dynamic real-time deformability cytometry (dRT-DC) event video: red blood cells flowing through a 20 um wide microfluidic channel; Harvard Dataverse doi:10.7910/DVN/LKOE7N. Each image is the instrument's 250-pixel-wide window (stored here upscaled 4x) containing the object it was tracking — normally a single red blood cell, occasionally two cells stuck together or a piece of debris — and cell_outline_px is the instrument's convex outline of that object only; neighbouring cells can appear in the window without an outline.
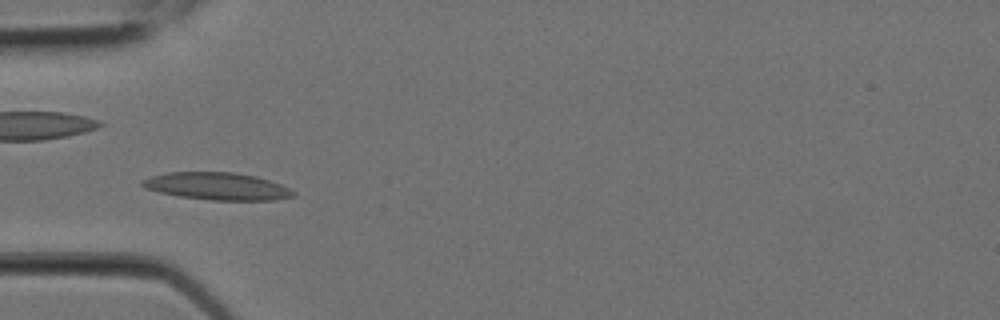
{"species": "Egyptian fruit bat (a non-hibernating species)", "species_latin": "Rousettus aegyptiacus", "temperature_condition": "room temperature", "stored_images_in_passage": 6, "camera_frame_rate_fps": 3000, "um_per_image_px": 0.085, "animal": {"sex": "female"}, "frame": {"image": 1, "passage_image": 5, "time_ms": 1.333, "image_size_px": [1000, 320], "cell_outline_px": [[296, 196], [276, 200], [212, 200], [180, 196], [160, 192], [144, 188], [140, 184], [140, 180], [152, 176], [168, 172], [232, 172], [256, 176], [280, 184], [296, 192]], "centroid_in_image_um": [18.46, 15.83], "position_along_channel_um": 66.5, "area_um2": 24.04}}